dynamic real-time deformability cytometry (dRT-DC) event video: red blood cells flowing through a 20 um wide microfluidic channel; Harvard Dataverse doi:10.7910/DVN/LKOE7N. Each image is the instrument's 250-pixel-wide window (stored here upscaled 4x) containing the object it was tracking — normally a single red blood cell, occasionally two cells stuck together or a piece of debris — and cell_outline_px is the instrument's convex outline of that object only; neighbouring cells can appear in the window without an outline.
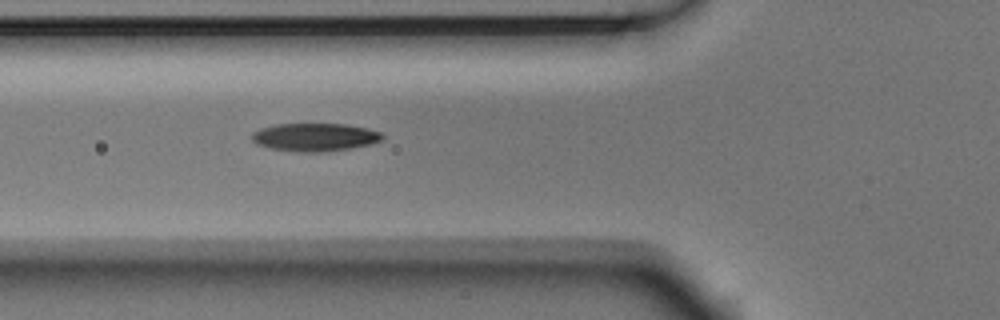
{"species": "Egyptian fruit bat (a non-hibernating species)", "species_latin": "Rousettus aegyptiacus", "temperature_condition": "room temperature", "stored_images_in_passage": 3, "camera_frame_rate_fps": 3000, "um_per_image_px": 0.085, "animal": {"sex": "male"}, "frame": {"image": 1, "passage_image": 3, "time_ms": 0.667, "image_size_px": [1000, 320], "cell_outline_px": [[384, 140], [372, 144], [352, 148], [328, 152], [296, 152], [268, 148], [256, 144], [252, 140], [252, 132], [260, 128], [276, 124], [344, 124], [368, 128], [380, 132], [384, 136]], "centroid_in_image_um": [26.78, 11.67], "position_along_channel_um": 99.0, "area_um2": 21.68}}